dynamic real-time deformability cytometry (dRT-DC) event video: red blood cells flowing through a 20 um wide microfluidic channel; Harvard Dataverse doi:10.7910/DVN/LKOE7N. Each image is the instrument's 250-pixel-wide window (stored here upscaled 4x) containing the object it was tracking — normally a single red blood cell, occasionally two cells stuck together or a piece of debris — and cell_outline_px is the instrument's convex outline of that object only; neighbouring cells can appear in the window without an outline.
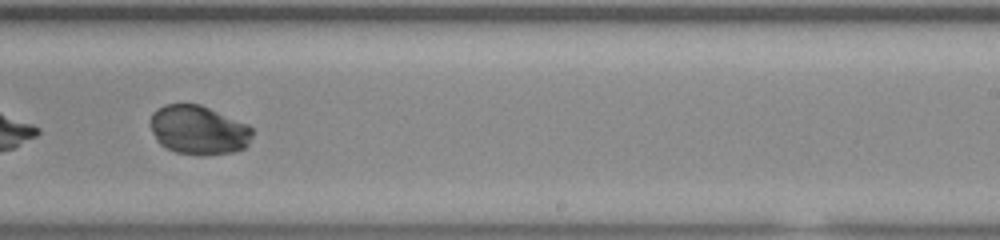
{"species": "common noctule bat (a hibernating species)", "species_latin": "Nyctalus noctula", "temperature_condition": "room temperature", "stored_images_in_passage": 56, "camera_frame_rate_fps": 3000, "um_per_image_px": 0.085, "animal": {"sex": "male", "body_mass_g": 20.0, "forearm_length_mm": 53.3}, "frame": {"image": 1, "passage_image": 37, "time_ms": 12.0, "image_size_px": [1000, 240], "cell_outline_px": [[252, 136], [248, 144], [244, 148], [232, 152], [204, 156], [200, 156], [176, 152], [160, 144], [156, 140], [148, 124], [148, 120], [152, 112], [156, 108], [164, 104], [200, 104], [248, 124], [252, 128]], "centroid_in_image_um": [16.83, 11.05], "position_along_channel_um": 272.2, "area_um2": 29.59}}